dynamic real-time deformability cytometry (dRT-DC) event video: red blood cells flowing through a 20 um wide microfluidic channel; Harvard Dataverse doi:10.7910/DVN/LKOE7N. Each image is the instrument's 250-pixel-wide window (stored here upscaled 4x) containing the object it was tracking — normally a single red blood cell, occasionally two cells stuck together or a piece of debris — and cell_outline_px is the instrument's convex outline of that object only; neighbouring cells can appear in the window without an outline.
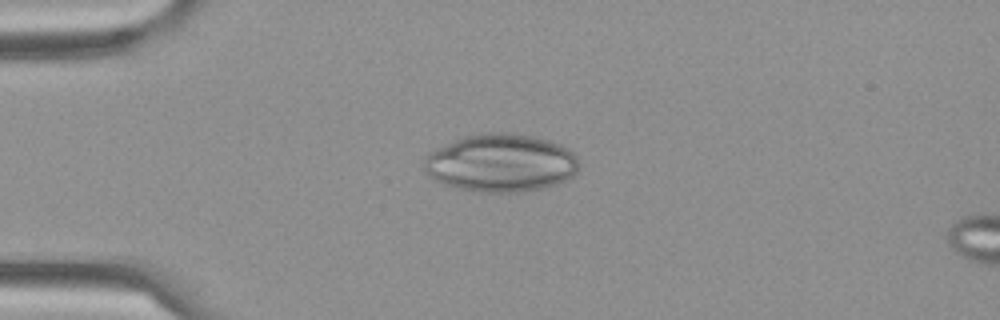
{"species": "Egyptian fruit bat (a non-hibernating species)", "species_latin": "Rousettus aegyptiacus", "temperature_condition": "cold", "stored_images_in_passage": 6, "camera_frame_rate_fps": 3000, "um_per_image_px": 0.085, "frame": {"image": 1, "passage_image": 4, "time_ms": 1.0, "image_size_px": [1000, 320], "cell_outline_px": [[576, 172], [572, 176], [556, 184], [544, 188], [524, 192], [476, 192], [456, 188], [444, 184], [436, 180], [424, 168], [424, 160], [428, 152], [464, 136], [484, 132], [512, 132], [532, 136], [548, 140], [572, 152], [576, 156]], "centroid_in_image_um": [42.54, 13.85], "position_along_channel_um": 42.5, "area_um2": 52.08}}